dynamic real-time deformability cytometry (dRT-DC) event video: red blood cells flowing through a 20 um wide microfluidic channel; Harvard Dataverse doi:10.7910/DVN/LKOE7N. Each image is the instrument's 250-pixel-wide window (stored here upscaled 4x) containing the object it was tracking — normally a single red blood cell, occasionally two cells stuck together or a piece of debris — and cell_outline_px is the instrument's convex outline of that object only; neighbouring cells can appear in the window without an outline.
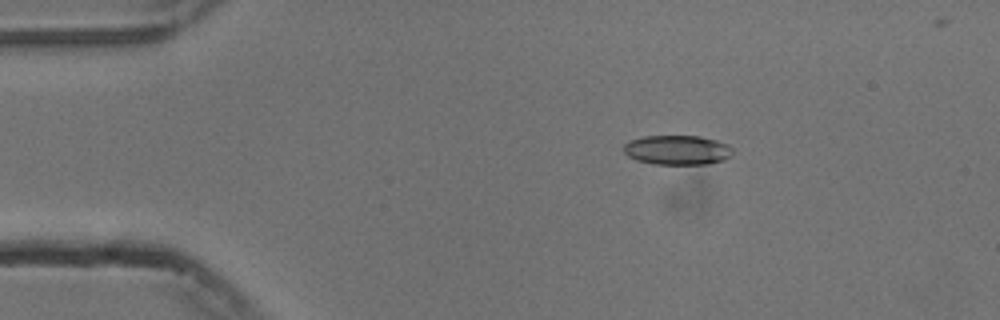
{"species": "common noctule bat (a hibernating species)", "species_latin": "Nyctalus noctula", "temperature_condition": "cold", "stored_images_in_passage": 55, "camera_frame_rate_fps": 3000, "um_per_image_px": 0.085, "animal": {"sex": "male", "body_mass_g": 13.3}, "frame": {"image": 1, "passage_image": 10, "time_ms": 3.0, "image_size_px": [1000, 320], "cell_outline_px": [[732, 156], [724, 160], [708, 164], [656, 164], [636, 160], [628, 156], [624, 152], [624, 144], [628, 140], [644, 136], [700, 136], [716, 140], [728, 144], [732, 148]], "centroid_in_image_um": [57.58, 12.75], "position_along_channel_um": 27.4, "area_um2": 18.9}}
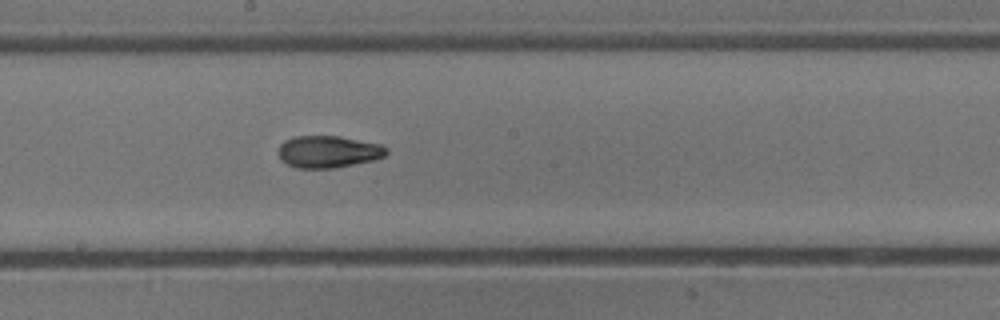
{"frame": {"image": 2, "passage_image": 30, "time_ms": 9.667, "image_size_px": [1000, 320], "cell_outline_px": [[388, 152], [384, 156], [372, 160], [332, 168], [296, 168], [280, 160], [280, 144], [284, 140], [296, 136], [340, 136], [380, 144], [388, 148]], "centroid_in_image_um": [27.9, 12.89], "position_along_channel_um": 220.3, "area_um2": 20.0}}
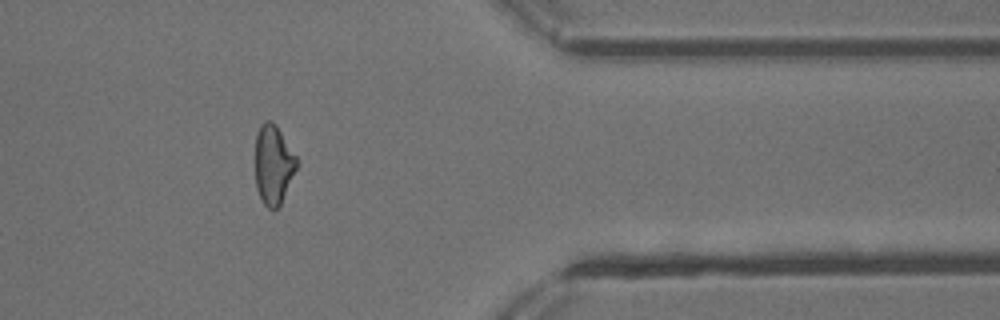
{"frame": {"image": 3, "passage_image": 45, "time_ms": 14.667, "image_size_px": [1000, 320], "cell_outline_px": [[296, 168], [280, 204], [272, 212], [264, 204], [256, 188], [256, 132], [260, 124], [264, 120], [272, 120], [276, 124], [296, 156]], "centroid_in_image_um": [23.21, 13.95], "position_along_channel_um": 388.2, "area_um2": 18.96}, "authors_computed_cell_mechanics": {"area_um2": 19.7098, "velocity_mm_per_s": 3.7586, "shape_relaxation_time_tau1_ms": 9.4271, "shape_relaxation_time_tau2_ms": 3.5482, "deformation_change_tau1": 0.2374, "deformation_change_tau2": 0.1017}}